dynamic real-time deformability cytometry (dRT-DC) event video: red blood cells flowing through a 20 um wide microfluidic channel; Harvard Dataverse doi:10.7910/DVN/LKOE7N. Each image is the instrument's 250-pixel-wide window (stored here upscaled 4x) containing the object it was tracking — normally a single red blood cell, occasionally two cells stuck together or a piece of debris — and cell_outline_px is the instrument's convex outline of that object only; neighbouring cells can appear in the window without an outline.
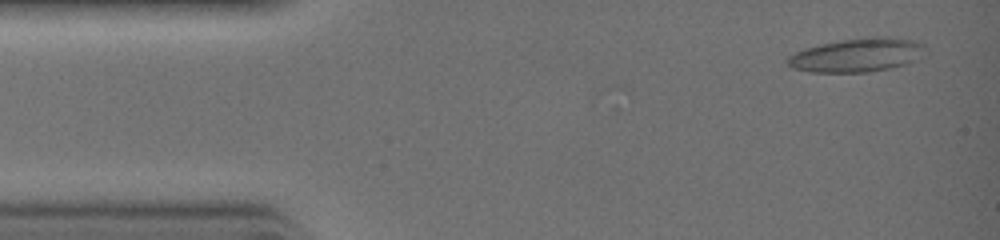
{"species": "common noctule bat (a hibernating species)", "species_latin": "Nyctalus noctula", "temperature_condition": "warm", "stored_images_in_passage": 6, "camera_frame_rate_fps": 3000, "um_per_image_px": 0.085, "animal": {"sex": "female", "body_mass_g": 19.0, "forearm_length_mm": 51.5}, "frame": {"image": 1, "passage_image": 2, "time_ms": 0.333, "image_size_px": [1000, 240], "cell_outline_px": [[924, 48], [912, 60], [904, 64], [888, 68], [868, 72], [808, 72], [792, 68], [784, 60], [788, 56], [804, 48], [820, 44], [840, 40], [876, 36], [888, 36], [912, 40], [924, 44]], "centroid_in_image_um": [72.74, 4.67], "position_along_channel_um": 12.3, "area_um2": 26.7}}